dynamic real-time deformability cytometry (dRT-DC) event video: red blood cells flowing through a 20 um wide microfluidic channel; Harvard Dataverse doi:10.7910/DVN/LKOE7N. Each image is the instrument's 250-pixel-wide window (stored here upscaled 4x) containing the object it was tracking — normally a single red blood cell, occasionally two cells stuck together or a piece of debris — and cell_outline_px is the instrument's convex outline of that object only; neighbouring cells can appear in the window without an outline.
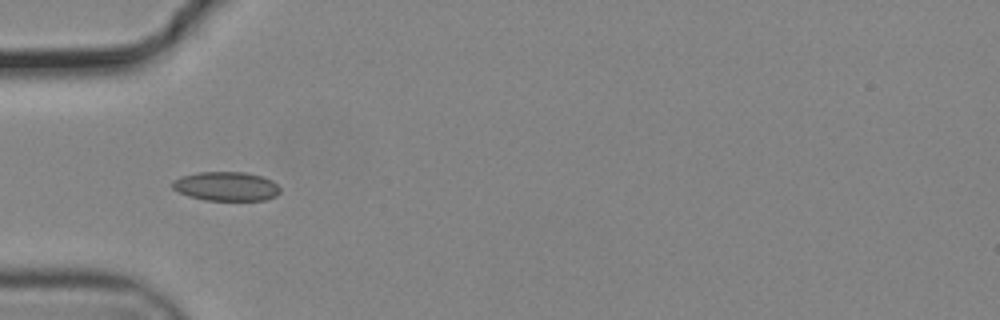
{"species": "common noctule bat (a hibernating species)", "species_latin": "Nyctalus noctula", "temperature_condition": "cold", "stored_images_in_passage": 10, "camera_frame_rate_fps": 3000, "um_per_image_px": 0.085, "animal": {"sex": "male", "body_mass_g": 19.2, "forearm_length_mm": 51.8}, "frame": {"image": 1, "passage_image": 4, "time_ms": 1.0, "image_size_px": [1000, 320], "cell_outline_px": [[280, 192], [276, 196], [264, 200], [204, 200], [188, 196], [172, 188], [172, 180], [184, 176], [200, 172], [244, 172], [260, 176], [272, 180], [280, 188]], "centroid_in_image_um": [19.23, 15.84], "position_along_channel_um": 65.8, "area_um2": 18.15}}
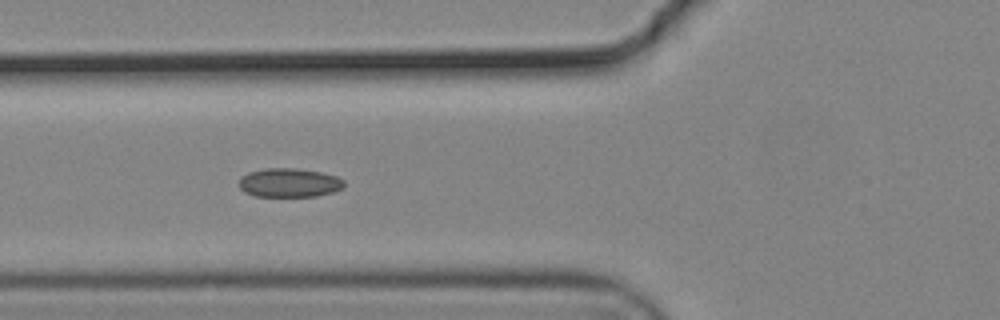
{"frame": {"image": 2, "passage_image": 7, "time_ms": 2.0, "image_size_px": [1000, 320], "cell_outline_px": [[344, 188], [332, 192], [316, 196], [256, 196], [244, 192], [236, 184], [240, 176], [248, 172], [264, 168], [296, 168], [320, 172], [336, 176], [344, 180]], "centroid_in_image_um": [24.54, 15.52], "position_along_channel_um": 101.3, "area_um2": 17.92}}
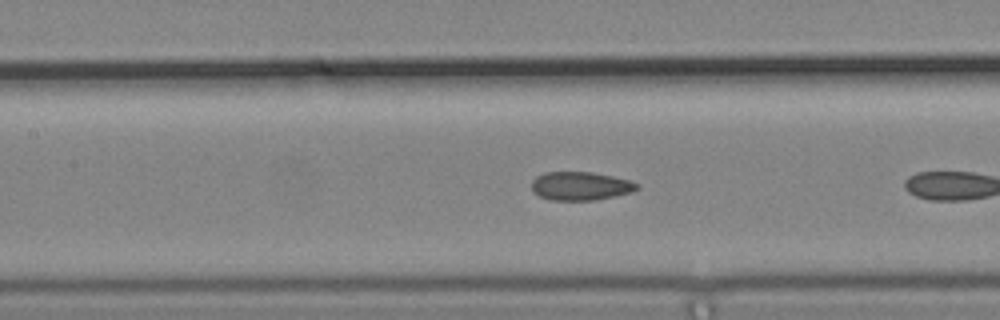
{"frame": {"image": 3, "passage_image": 9, "time_ms": 2.667, "image_size_px": [1000, 320], "cell_outline_px": [[640, 188], [632, 192], [616, 196], [592, 200], [552, 200], [540, 196], [532, 192], [532, 180], [536, 176], [544, 172], [592, 172], [612, 176], [628, 180], [640, 184]], "centroid_in_image_um": [49.35, 15.81], "position_along_channel_um": 158.1, "area_um2": 17.57}}